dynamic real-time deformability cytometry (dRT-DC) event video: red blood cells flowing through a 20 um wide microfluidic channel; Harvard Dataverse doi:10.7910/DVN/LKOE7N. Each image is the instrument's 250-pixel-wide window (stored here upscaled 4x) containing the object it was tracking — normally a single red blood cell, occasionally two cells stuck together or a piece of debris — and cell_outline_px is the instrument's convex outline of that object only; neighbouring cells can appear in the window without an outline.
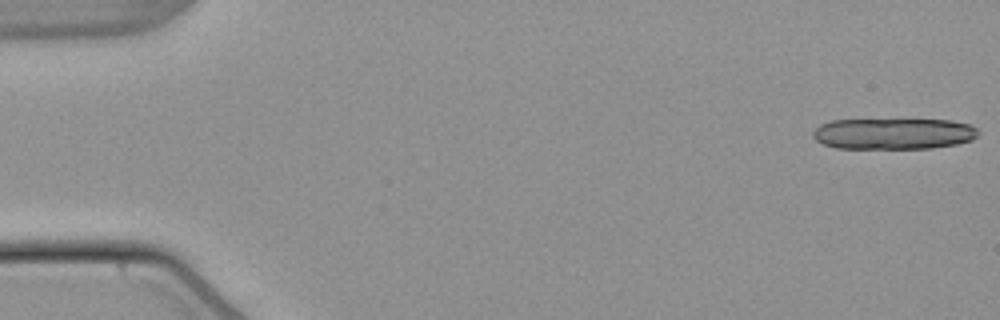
{"species": "common noctule bat (a hibernating species)", "species_latin": "Nyctalus noctula", "temperature_condition": "warm", "stored_images_in_passage": 14, "camera_frame_rate_fps": 3000, "um_per_image_px": 0.085, "animal": {"sex": "male", "body_mass_g": 21.5, "forearm_length_mm": 52.0}, "frame": {"image": 1, "passage_image": 1, "time_ms": 0.0, "image_size_px": [1000, 320], "cell_outline_px": [[980, 132], [972, 140], [956, 144], [932, 148], [836, 148], [824, 144], [816, 140], [812, 136], [812, 132], [820, 124], [832, 120], [952, 120], [972, 124]], "centroid_in_image_um": [75.97, 11.36], "position_along_channel_um": 9.0, "area_um2": 30.06}}